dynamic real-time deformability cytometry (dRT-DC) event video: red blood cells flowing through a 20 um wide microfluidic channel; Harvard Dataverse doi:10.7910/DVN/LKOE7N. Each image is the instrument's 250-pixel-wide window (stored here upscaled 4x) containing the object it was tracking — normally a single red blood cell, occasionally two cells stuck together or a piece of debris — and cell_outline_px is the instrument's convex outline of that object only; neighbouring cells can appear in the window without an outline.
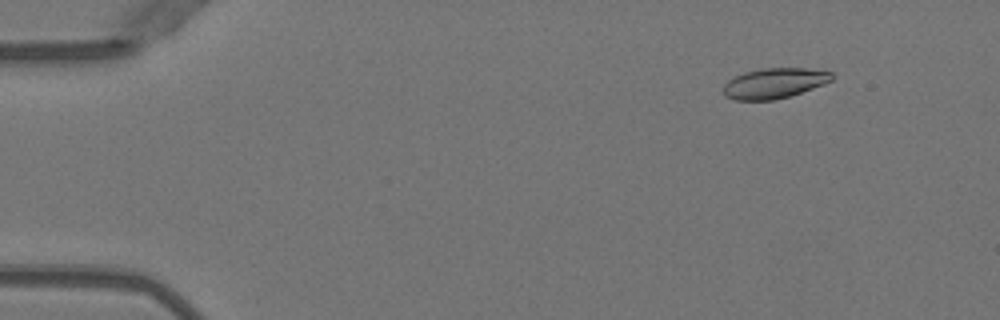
{"species": "Egyptian fruit bat (a non-hibernating species)", "species_latin": "Rousettus aegyptiacus", "temperature_condition": "warm", "stored_images_in_passage": 49, "camera_frame_rate_fps": 3000, "um_per_image_px": 0.085, "animal": {"sex": "female"}, "frame": {"image": 1, "passage_image": 4, "time_ms": 1.0, "image_size_px": [1000, 320], "cell_outline_px": [[832, 80], [824, 84], [788, 96], [772, 100], [736, 100], [724, 96], [724, 84], [728, 80], [744, 72], [760, 68], [804, 68], [832, 72]], "centroid_in_image_um": [65.78, 7.07], "position_along_channel_um": 19.2, "area_um2": 18.96}}
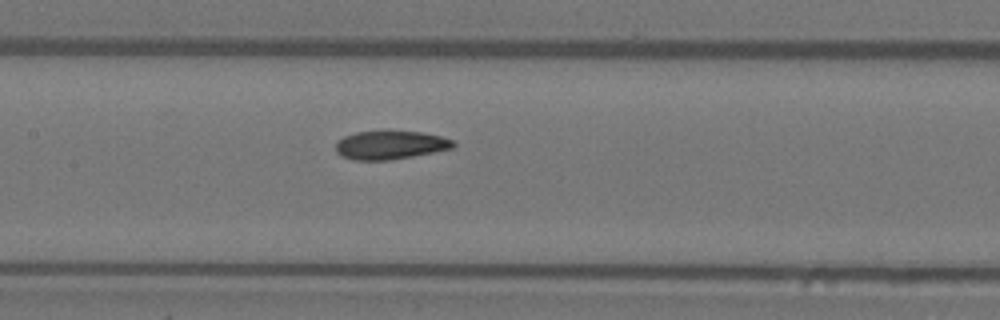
{"frame": {"image": 2, "passage_image": 23, "time_ms": 7.333, "image_size_px": [1000, 320], "cell_outline_px": [[456, 144], [452, 148], [412, 156], [388, 160], [352, 160], [340, 156], [336, 152], [336, 140], [344, 136], [356, 132], [384, 128], [388, 128], [420, 132], [440, 136], [452, 140]], "centroid_in_image_um": [33.1, 12.28], "position_along_channel_um": 174.3, "area_um2": 20.23}}
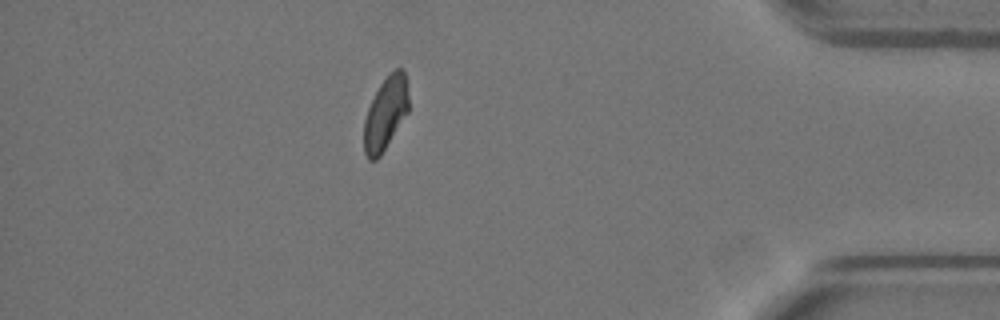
{"frame": {"image": 3, "passage_image": 43, "time_ms": 14.0, "image_size_px": [1000, 320], "cell_outline_px": [[408, 112], [380, 156], [376, 160], [368, 160], [364, 152], [364, 120], [368, 108], [380, 84], [388, 72], [396, 68], [400, 68], [404, 72], [408, 96]], "centroid_in_image_um": [32.76, 9.64], "position_along_channel_um": 402.4, "area_um2": 18.84}, "authors_computed_cell_mechanics": {"area_um2": 19.8254, "velocity_mm_per_s": 4.0375, "shape_relaxation_time_tau1_ms": 6.9481, "shape_relaxation_time_tau2_ms": 3.0786, "deformation_change_tau1": 0.1723, "deformation_change_tau2": 0.0803}}